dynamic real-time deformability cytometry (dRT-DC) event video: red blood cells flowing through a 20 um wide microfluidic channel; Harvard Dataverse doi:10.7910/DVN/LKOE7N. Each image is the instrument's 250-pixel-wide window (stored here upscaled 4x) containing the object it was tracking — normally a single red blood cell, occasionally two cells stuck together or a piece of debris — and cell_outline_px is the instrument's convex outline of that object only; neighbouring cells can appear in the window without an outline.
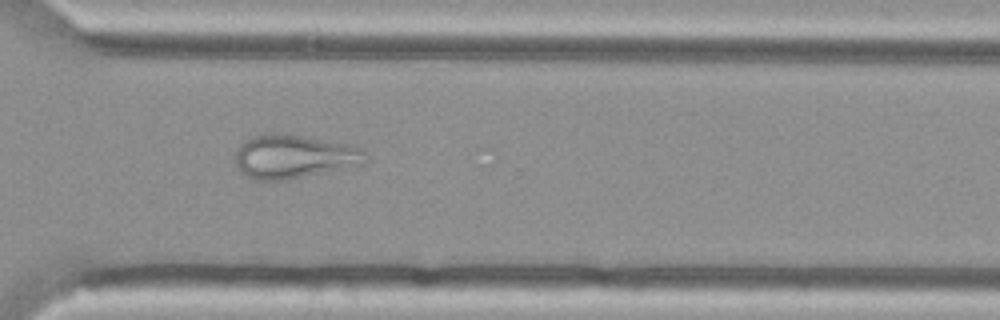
{"species": "Egyptian fruit bat (a non-hibernating species)", "species_latin": "Rousettus aegyptiacus", "temperature_condition": "cold", "stored_images_in_passage": 40, "camera_frame_rate_fps": 3000, "um_per_image_px": 0.085, "animal": {"sex": "female"}, "frame": {"image": 1, "passage_image": 25, "time_ms": 8.0, "image_size_px": [1000, 320], "cell_outline_px": [[368, 152], [364, 164], [284, 180], [252, 180], [240, 172], [236, 164], [236, 152], [240, 144], [244, 140], [252, 136], [268, 132], [288, 132], [348, 144], [360, 148]], "centroid_in_image_um": [24.96, 13.27], "position_along_channel_um": 345.6, "area_um2": 33.64}}
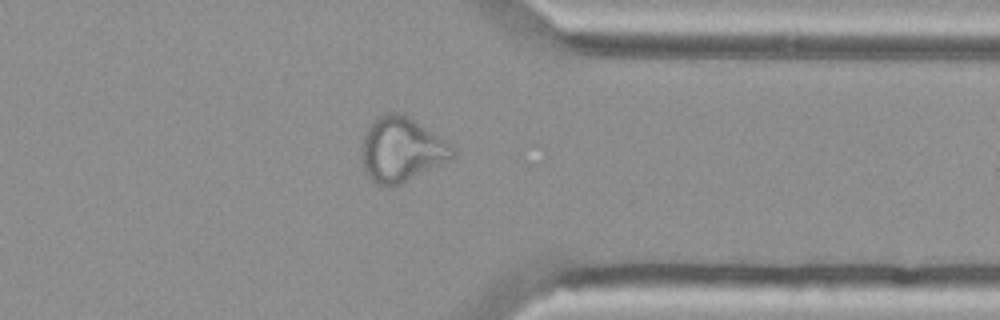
{"frame": {"image": 2, "passage_image": 28, "time_ms": 9.0, "image_size_px": [1000, 320], "cell_outline_px": [[456, 156], [452, 160], [400, 184], [376, 184], [364, 172], [364, 136], [368, 128], [376, 116], [384, 112], [400, 112], [408, 116], [448, 140], [452, 144], [456, 152]], "centroid_in_image_um": [34.21, 12.68], "position_along_channel_um": 377.2, "area_um2": 34.16}}
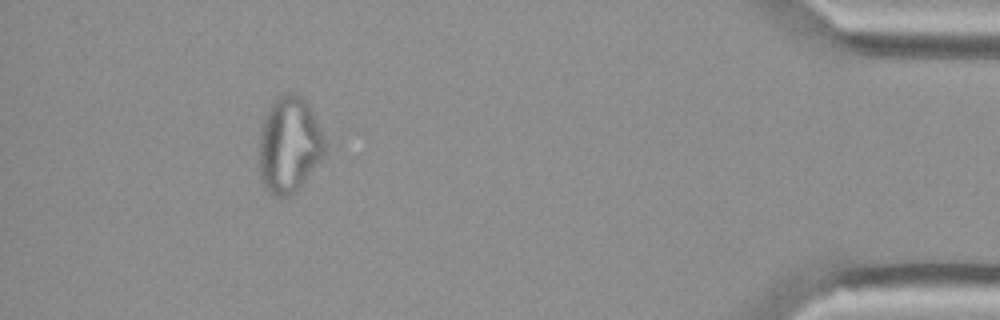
{"frame": {"image": 3, "passage_image": 35, "time_ms": 11.333, "image_size_px": [1000, 320], "cell_outline_px": [[324, 152], [320, 160], [296, 192], [292, 196], [276, 196], [264, 184], [260, 172], [260, 132], [268, 108], [284, 92], [296, 92], [308, 104], [324, 136]], "centroid_in_image_um": [24.59, 12.29], "position_along_channel_um": 410.6, "area_um2": 36.07}}